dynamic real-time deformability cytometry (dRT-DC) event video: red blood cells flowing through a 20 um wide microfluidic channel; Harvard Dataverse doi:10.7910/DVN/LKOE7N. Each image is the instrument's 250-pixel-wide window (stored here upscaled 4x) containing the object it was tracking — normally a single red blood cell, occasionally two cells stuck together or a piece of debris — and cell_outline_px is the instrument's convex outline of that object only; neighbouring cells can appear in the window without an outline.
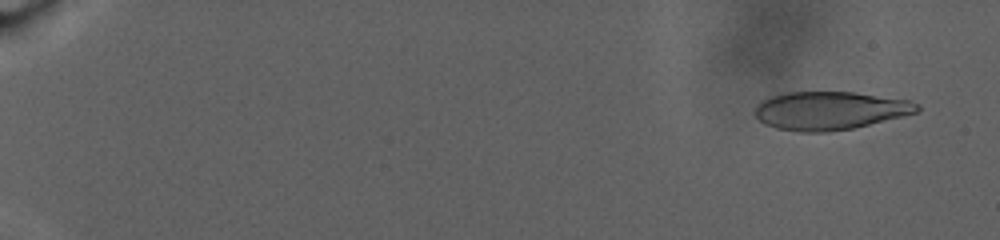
{"species": "human", "species_latin": "Homo sapiens", "temperature_condition": "warm", "stored_images_in_passage": 97, "camera_frame_rate_fps": 3000, "um_per_image_px": 0.085, "donor": {"sex": "male"}, "frame": {"image": 1, "passage_image": 6, "time_ms": 1.667, "image_size_px": [1000, 240], "cell_outline_px": [[920, 108], [916, 112], [852, 128], [828, 132], [800, 132], [776, 128], [764, 124], [752, 112], [756, 104], [760, 100], [768, 96], [784, 92], [856, 92], [908, 100], [920, 104]], "centroid_in_image_um": [70.44, 9.39], "position_along_channel_um": 14.6, "area_um2": 36.24}}
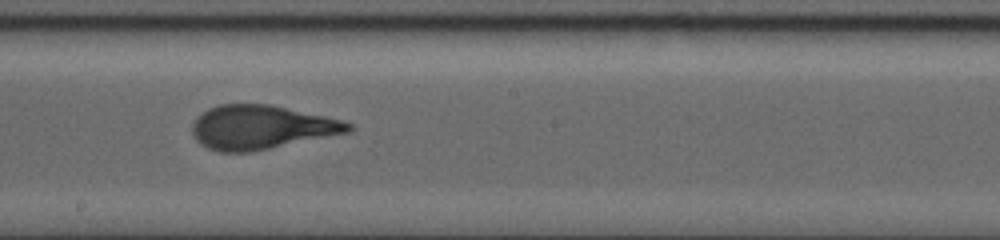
{"frame": {"image": 2, "passage_image": 60, "time_ms": 19.667, "image_size_px": [1000, 240], "cell_outline_px": [[356, 128], [352, 132], [252, 152], [220, 152], [208, 148], [200, 144], [192, 136], [192, 124], [196, 116], [208, 108], [220, 104], [272, 104], [344, 120], [352, 124]], "centroid_in_image_um": [22.23, 10.82], "position_along_channel_um": 226.0, "area_um2": 40.63}}
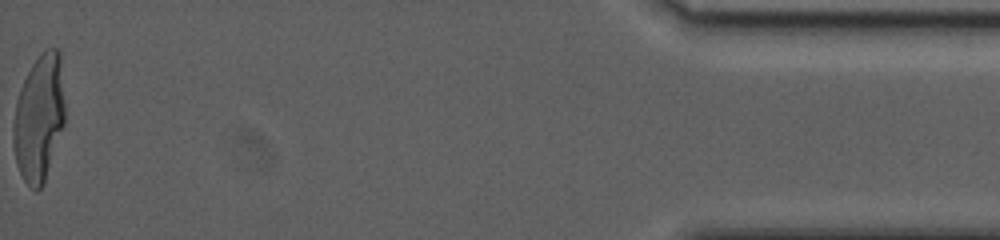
{"frame": {"image": 3, "passage_image": 97, "time_ms": 32.0, "image_size_px": [1000, 240], "cell_outline_px": [[64, 124], [44, 184], [36, 192], [24, 180], [16, 164], [12, 144], [12, 124], [16, 100], [20, 88], [32, 64], [44, 48], [56, 48], [60, 52], [64, 104]], "centroid_in_image_um": [3.3, 10.03], "position_along_channel_um": 431.9, "area_um2": 38.38}, "authors_computed_cell_mechanics": {"area_um2": 38.8416, "velocity_mm_per_s": 2.2809, "shape_relaxation_time_tau1_ms": 9.2084, "shape_relaxation_time_tau2_ms": 1.2694, "deformation_change_tau1": 0.2846, "deformation_change_tau2": 0.0861}}